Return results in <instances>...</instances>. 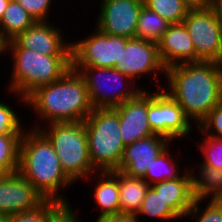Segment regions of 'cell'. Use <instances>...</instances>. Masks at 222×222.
Wrapping results in <instances>:
<instances>
[{"label": "cell", "mask_w": 222, "mask_h": 222, "mask_svg": "<svg viewBox=\"0 0 222 222\" xmlns=\"http://www.w3.org/2000/svg\"><path fill=\"white\" fill-rule=\"evenodd\" d=\"M166 91L193 121L194 128L222 100V63L200 61L172 66L165 72Z\"/></svg>", "instance_id": "6da1fadb"}, {"label": "cell", "mask_w": 222, "mask_h": 222, "mask_svg": "<svg viewBox=\"0 0 222 222\" xmlns=\"http://www.w3.org/2000/svg\"><path fill=\"white\" fill-rule=\"evenodd\" d=\"M17 172L33 185L44 200L69 204L61 191L75 183L63 171L51 142L39 129L24 130Z\"/></svg>", "instance_id": "7a4b0ae2"}, {"label": "cell", "mask_w": 222, "mask_h": 222, "mask_svg": "<svg viewBox=\"0 0 222 222\" xmlns=\"http://www.w3.org/2000/svg\"><path fill=\"white\" fill-rule=\"evenodd\" d=\"M43 122L41 125L53 122L84 121L93 111L90 103L86 82L82 75L69 69L59 80L38 87L27 98L26 104ZM36 110V111H35Z\"/></svg>", "instance_id": "3957f363"}, {"label": "cell", "mask_w": 222, "mask_h": 222, "mask_svg": "<svg viewBox=\"0 0 222 222\" xmlns=\"http://www.w3.org/2000/svg\"><path fill=\"white\" fill-rule=\"evenodd\" d=\"M11 54L13 68L9 80V95L15 94L26 104V98L38 87L59 80L72 68L71 56H47L27 49H6ZM21 97V98H20Z\"/></svg>", "instance_id": "277c9868"}, {"label": "cell", "mask_w": 222, "mask_h": 222, "mask_svg": "<svg viewBox=\"0 0 222 222\" xmlns=\"http://www.w3.org/2000/svg\"><path fill=\"white\" fill-rule=\"evenodd\" d=\"M39 130L51 142L61 168L74 183L97 173L89 156L85 121L53 122Z\"/></svg>", "instance_id": "5b68a950"}, {"label": "cell", "mask_w": 222, "mask_h": 222, "mask_svg": "<svg viewBox=\"0 0 222 222\" xmlns=\"http://www.w3.org/2000/svg\"><path fill=\"white\" fill-rule=\"evenodd\" d=\"M91 164L97 171L119 170L125 145L115 108H97L84 120Z\"/></svg>", "instance_id": "8992f818"}, {"label": "cell", "mask_w": 222, "mask_h": 222, "mask_svg": "<svg viewBox=\"0 0 222 222\" xmlns=\"http://www.w3.org/2000/svg\"><path fill=\"white\" fill-rule=\"evenodd\" d=\"M79 73L86 82L93 109L115 108L143 90L131 77L114 68L83 67Z\"/></svg>", "instance_id": "52a82bcc"}, {"label": "cell", "mask_w": 222, "mask_h": 222, "mask_svg": "<svg viewBox=\"0 0 222 222\" xmlns=\"http://www.w3.org/2000/svg\"><path fill=\"white\" fill-rule=\"evenodd\" d=\"M129 39L103 33L95 27L88 37L71 42L72 68L78 72L83 67L114 68L121 61L122 49Z\"/></svg>", "instance_id": "ba28073f"}, {"label": "cell", "mask_w": 222, "mask_h": 222, "mask_svg": "<svg viewBox=\"0 0 222 222\" xmlns=\"http://www.w3.org/2000/svg\"><path fill=\"white\" fill-rule=\"evenodd\" d=\"M201 61L222 63V19L215 5L189 9L182 22Z\"/></svg>", "instance_id": "9c48e42d"}, {"label": "cell", "mask_w": 222, "mask_h": 222, "mask_svg": "<svg viewBox=\"0 0 222 222\" xmlns=\"http://www.w3.org/2000/svg\"><path fill=\"white\" fill-rule=\"evenodd\" d=\"M148 122L155 134L170 141L186 138L193 131L192 122L182 107L163 89L148 91Z\"/></svg>", "instance_id": "30bf717a"}, {"label": "cell", "mask_w": 222, "mask_h": 222, "mask_svg": "<svg viewBox=\"0 0 222 222\" xmlns=\"http://www.w3.org/2000/svg\"><path fill=\"white\" fill-rule=\"evenodd\" d=\"M114 69L118 72L131 77L135 82L140 80L143 75L155 77V86H159L158 89H162L163 86L160 83V79L157 78L160 75L159 72L164 73L166 68L163 66L159 53L158 44L150 40H143L140 38H130L125 48L122 49L121 61L117 62ZM158 73V75H157ZM157 76V77H156Z\"/></svg>", "instance_id": "8fae6325"}, {"label": "cell", "mask_w": 222, "mask_h": 222, "mask_svg": "<svg viewBox=\"0 0 222 222\" xmlns=\"http://www.w3.org/2000/svg\"><path fill=\"white\" fill-rule=\"evenodd\" d=\"M54 26L49 21H37L8 41L6 49H27L47 56H71V43L64 40L61 27Z\"/></svg>", "instance_id": "7c38bea8"}, {"label": "cell", "mask_w": 222, "mask_h": 222, "mask_svg": "<svg viewBox=\"0 0 222 222\" xmlns=\"http://www.w3.org/2000/svg\"><path fill=\"white\" fill-rule=\"evenodd\" d=\"M95 27L101 32L135 38L144 0H101Z\"/></svg>", "instance_id": "4fadbf2b"}, {"label": "cell", "mask_w": 222, "mask_h": 222, "mask_svg": "<svg viewBox=\"0 0 222 222\" xmlns=\"http://www.w3.org/2000/svg\"><path fill=\"white\" fill-rule=\"evenodd\" d=\"M119 115L120 135L124 145L154 135L148 122V90L115 107Z\"/></svg>", "instance_id": "5bb4252c"}, {"label": "cell", "mask_w": 222, "mask_h": 222, "mask_svg": "<svg viewBox=\"0 0 222 222\" xmlns=\"http://www.w3.org/2000/svg\"><path fill=\"white\" fill-rule=\"evenodd\" d=\"M44 201L33 185L18 172L0 179V214L32 210Z\"/></svg>", "instance_id": "9a60e30c"}, {"label": "cell", "mask_w": 222, "mask_h": 222, "mask_svg": "<svg viewBox=\"0 0 222 222\" xmlns=\"http://www.w3.org/2000/svg\"><path fill=\"white\" fill-rule=\"evenodd\" d=\"M172 142L158 134L126 145L119 170L130 177L144 178L147 167L171 144Z\"/></svg>", "instance_id": "2e32d148"}, {"label": "cell", "mask_w": 222, "mask_h": 222, "mask_svg": "<svg viewBox=\"0 0 222 222\" xmlns=\"http://www.w3.org/2000/svg\"><path fill=\"white\" fill-rule=\"evenodd\" d=\"M157 44L160 60L166 69L201 61L196 56L193 41L183 23L171 24Z\"/></svg>", "instance_id": "e0dca14e"}, {"label": "cell", "mask_w": 222, "mask_h": 222, "mask_svg": "<svg viewBox=\"0 0 222 222\" xmlns=\"http://www.w3.org/2000/svg\"><path fill=\"white\" fill-rule=\"evenodd\" d=\"M184 170L185 173L183 172L176 179L164 180L151 185L181 218L186 215L195 201L190 170Z\"/></svg>", "instance_id": "ac0fdd59"}, {"label": "cell", "mask_w": 222, "mask_h": 222, "mask_svg": "<svg viewBox=\"0 0 222 222\" xmlns=\"http://www.w3.org/2000/svg\"><path fill=\"white\" fill-rule=\"evenodd\" d=\"M89 178H94L96 180V184L93 186L94 192H92V196L97 207L101 210L97 217L120 214L118 170L97 171V174L93 173L87 180Z\"/></svg>", "instance_id": "d6986e66"}, {"label": "cell", "mask_w": 222, "mask_h": 222, "mask_svg": "<svg viewBox=\"0 0 222 222\" xmlns=\"http://www.w3.org/2000/svg\"><path fill=\"white\" fill-rule=\"evenodd\" d=\"M149 186L143 178L130 177L118 170L120 214L135 216Z\"/></svg>", "instance_id": "ffe728a7"}, {"label": "cell", "mask_w": 222, "mask_h": 222, "mask_svg": "<svg viewBox=\"0 0 222 222\" xmlns=\"http://www.w3.org/2000/svg\"><path fill=\"white\" fill-rule=\"evenodd\" d=\"M196 170H190L192 178V191L196 199H218L222 200V170L212 166H206L200 162ZM199 177V178H198ZM207 198V199H206Z\"/></svg>", "instance_id": "44dd1931"}, {"label": "cell", "mask_w": 222, "mask_h": 222, "mask_svg": "<svg viewBox=\"0 0 222 222\" xmlns=\"http://www.w3.org/2000/svg\"><path fill=\"white\" fill-rule=\"evenodd\" d=\"M35 22L34 18L18 2L10 0L0 19V33L8 42L30 28Z\"/></svg>", "instance_id": "7402d4cb"}, {"label": "cell", "mask_w": 222, "mask_h": 222, "mask_svg": "<svg viewBox=\"0 0 222 222\" xmlns=\"http://www.w3.org/2000/svg\"><path fill=\"white\" fill-rule=\"evenodd\" d=\"M169 152V147H167L155 159V161L150 165V167H147V171L143 179L150 186L164 180L176 179L181 176L179 162L177 161L178 159L176 158V155L174 157Z\"/></svg>", "instance_id": "603a6c76"}, {"label": "cell", "mask_w": 222, "mask_h": 222, "mask_svg": "<svg viewBox=\"0 0 222 222\" xmlns=\"http://www.w3.org/2000/svg\"><path fill=\"white\" fill-rule=\"evenodd\" d=\"M140 215L149 216L150 219L152 217L161 221L167 220V222L182 219L151 186L146 191L140 210L135 215L137 222H141Z\"/></svg>", "instance_id": "cb8c5ba5"}, {"label": "cell", "mask_w": 222, "mask_h": 222, "mask_svg": "<svg viewBox=\"0 0 222 222\" xmlns=\"http://www.w3.org/2000/svg\"><path fill=\"white\" fill-rule=\"evenodd\" d=\"M171 24L145 5L139 14L135 38L158 42Z\"/></svg>", "instance_id": "d4e9b609"}, {"label": "cell", "mask_w": 222, "mask_h": 222, "mask_svg": "<svg viewBox=\"0 0 222 222\" xmlns=\"http://www.w3.org/2000/svg\"><path fill=\"white\" fill-rule=\"evenodd\" d=\"M144 5L170 24H180L190 9L183 0H144Z\"/></svg>", "instance_id": "484cf974"}, {"label": "cell", "mask_w": 222, "mask_h": 222, "mask_svg": "<svg viewBox=\"0 0 222 222\" xmlns=\"http://www.w3.org/2000/svg\"><path fill=\"white\" fill-rule=\"evenodd\" d=\"M23 133L0 136V164L11 174L18 171L19 149Z\"/></svg>", "instance_id": "4316f807"}, {"label": "cell", "mask_w": 222, "mask_h": 222, "mask_svg": "<svg viewBox=\"0 0 222 222\" xmlns=\"http://www.w3.org/2000/svg\"><path fill=\"white\" fill-rule=\"evenodd\" d=\"M202 199H196L183 218L194 217L195 222H222V200L209 199L204 209L200 205ZM200 210V211H199ZM202 210V211H201ZM200 213V214H199Z\"/></svg>", "instance_id": "83f0119b"}, {"label": "cell", "mask_w": 222, "mask_h": 222, "mask_svg": "<svg viewBox=\"0 0 222 222\" xmlns=\"http://www.w3.org/2000/svg\"><path fill=\"white\" fill-rule=\"evenodd\" d=\"M204 136L206 137L203 138V142L197 143L198 150L200 149L204 157L202 164L222 170V138Z\"/></svg>", "instance_id": "f1b7e54d"}, {"label": "cell", "mask_w": 222, "mask_h": 222, "mask_svg": "<svg viewBox=\"0 0 222 222\" xmlns=\"http://www.w3.org/2000/svg\"><path fill=\"white\" fill-rule=\"evenodd\" d=\"M54 216V201L44 200L32 210L15 213L10 216L11 222H51Z\"/></svg>", "instance_id": "f546056e"}, {"label": "cell", "mask_w": 222, "mask_h": 222, "mask_svg": "<svg viewBox=\"0 0 222 222\" xmlns=\"http://www.w3.org/2000/svg\"><path fill=\"white\" fill-rule=\"evenodd\" d=\"M13 109L14 107H11L7 102L0 101V136L7 133L24 132V124Z\"/></svg>", "instance_id": "4dcf8cb0"}, {"label": "cell", "mask_w": 222, "mask_h": 222, "mask_svg": "<svg viewBox=\"0 0 222 222\" xmlns=\"http://www.w3.org/2000/svg\"><path fill=\"white\" fill-rule=\"evenodd\" d=\"M198 134H205L215 138H222V100L198 124Z\"/></svg>", "instance_id": "1f68e13d"}, {"label": "cell", "mask_w": 222, "mask_h": 222, "mask_svg": "<svg viewBox=\"0 0 222 222\" xmlns=\"http://www.w3.org/2000/svg\"><path fill=\"white\" fill-rule=\"evenodd\" d=\"M18 2L34 20L49 21L48 15L52 8L53 0H15Z\"/></svg>", "instance_id": "d6a6232c"}, {"label": "cell", "mask_w": 222, "mask_h": 222, "mask_svg": "<svg viewBox=\"0 0 222 222\" xmlns=\"http://www.w3.org/2000/svg\"><path fill=\"white\" fill-rule=\"evenodd\" d=\"M95 222H137L134 215L117 214L110 216H103L96 219Z\"/></svg>", "instance_id": "836d02e7"}, {"label": "cell", "mask_w": 222, "mask_h": 222, "mask_svg": "<svg viewBox=\"0 0 222 222\" xmlns=\"http://www.w3.org/2000/svg\"><path fill=\"white\" fill-rule=\"evenodd\" d=\"M183 2L190 8H206L214 5V0H183Z\"/></svg>", "instance_id": "e575fe53"}, {"label": "cell", "mask_w": 222, "mask_h": 222, "mask_svg": "<svg viewBox=\"0 0 222 222\" xmlns=\"http://www.w3.org/2000/svg\"><path fill=\"white\" fill-rule=\"evenodd\" d=\"M6 44H7V41L2 37V35L0 33V55L1 56L5 55V53H6Z\"/></svg>", "instance_id": "d590c367"}, {"label": "cell", "mask_w": 222, "mask_h": 222, "mask_svg": "<svg viewBox=\"0 0 222 222\" xmlns=\"http://www.w3.org/2000/svg\"><path fill=\"white\" fill-rule=\"evenodd\" d=\"M10 0H0V19L3 16L5 9L7 8Z\"/></svg>", "instance_id": "8d00e7d4"}, {"label": "cell", "mask_w": 222, "mask_h": 222, "mask_svg": "<svg viewBox=\"0 0 222 222\" xmlns=\"http://www.w3.org/2000/svg\"><path fill=\"white\" fill-rule=\"evenodd\" d=\"M215 7L217 8L219 14H220V18L222 19V0H216L214 2Z\"/></svg>", "instance_id": "74e56055"}, {"label": "cell", "mask_w": 222, "mask_h": 222, "mask_svg": "<svg viewBox=\"0 0 222 222\" xmlns=\"http://www.w3.org/2000/svg\"><path fill=\"white\" fill-rule=\"evenodd\" d=\"M10 173L0 164V179L7 177Z\"/></svg>", "instance_id": "f35d334b"}, {"label": "cell", "mask_w": 222, "mask_h": 222, "mask_svg": "<svg viewBox=\"0 0 222 222\" xmlns=\"http://www.w3.org/2000/svg\"><path fill=\"white\" fill-rule=\"evenodd\" d=\"M0 222H11L10 216L0 214Z\"/></svg>", "instance_id": "ab89813d"}]
</instances>
